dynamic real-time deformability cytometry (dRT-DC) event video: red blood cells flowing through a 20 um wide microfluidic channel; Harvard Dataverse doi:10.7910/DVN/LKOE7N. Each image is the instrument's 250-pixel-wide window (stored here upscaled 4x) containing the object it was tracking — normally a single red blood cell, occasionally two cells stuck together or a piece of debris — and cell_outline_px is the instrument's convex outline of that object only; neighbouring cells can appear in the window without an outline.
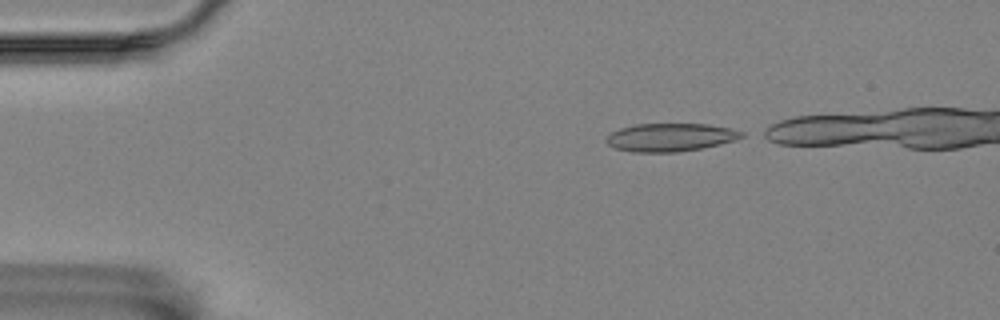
{"species": "Egyptian fruit bat (a non-hibernating species)", "species_latin": "Rousettus aegyptiacus", "temperature_condition": "room temperature", "stored_images_in_passage": 40, "camera_frame_rate_fps": 3000, "um_per_image_px": 0.085, "animal": {"sex": "female"}, "frame": {"image": 1, "passage_image": 1, "time_ms": 0.0, "image_size_px": [1000, 320], "cell_outline_px": [[744, 136], [720, 144], [704, 148], [680, 152], [632, 152], [616, 148], [608, 144], [604, 140], [604, 136], [620, 128], [636, 124], [708, 124], [728, 128], [744, 132]], "centroid_in_image_um": [56.94, 11.68], "position_along_channel_um": 28.1, "area_um2": 22.2}}
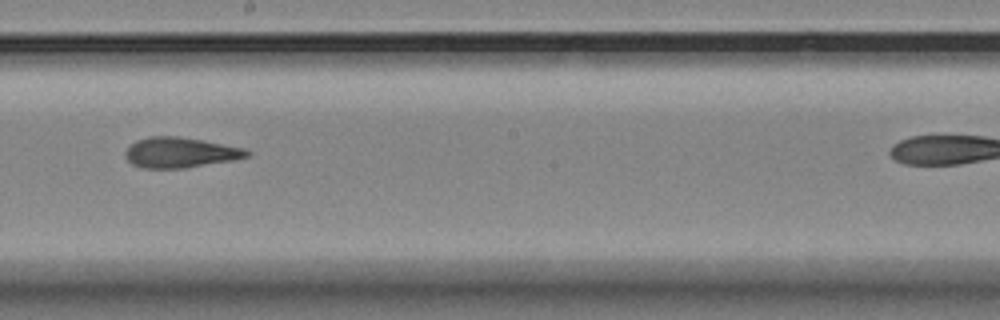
{"frame": {"image": 2, "passage_image": 23, "time_ms": 7.333, "image_size_px": [1000, 320], "cell_outline_px": [[252, 152], [248, 156], [232, 160], [184, 168], [140, 168], [132, 164], [124, 156], [124, 152], [136, 140], [148, 136], [180, 136], [204, 140], [244, 148]], "centroid_in_image_um": [15.3, 12.96], "position_along_channel_um": 232.9, "area_um2": 21.56}}
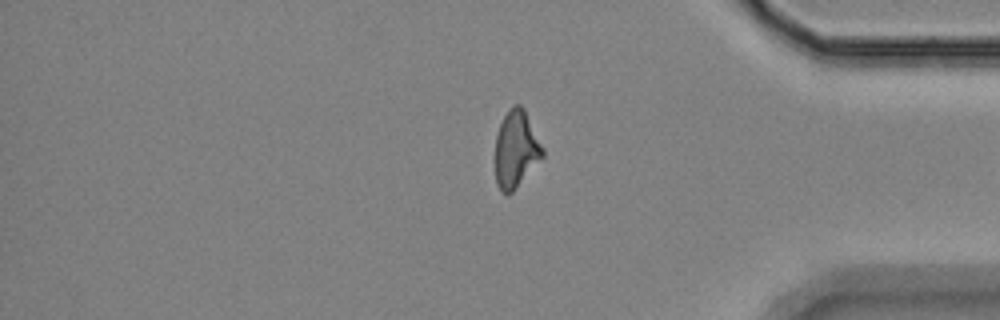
{"frame": {"image": 3, "passage_image": 38, "time_ms": 12.333, "image_size_px": [1000, 320], "cell_outline_px": [[544, 156], [516, 188], [508, 196], [500, 192], [496, 184], [496, 136], [500, 124], [508, 108], [512, 104], [520, 104], [524, 108], [544, 148]], "centroid_in_image_um": [43.87, 12.69], "position_along_channel_um": 391.3, "area_um2": 21.44}, "authors_computed_cell_mechanics": {"area_um2": 22.0218, "velocity_mm_per_s": 3.5717, "shape_relaxation_time_tau1_ms": null, "shape_relaxation_time_tau2_ms": 2.821, "deformation_change_tau1": null, "deformation_change_tau2": 0.1203}}